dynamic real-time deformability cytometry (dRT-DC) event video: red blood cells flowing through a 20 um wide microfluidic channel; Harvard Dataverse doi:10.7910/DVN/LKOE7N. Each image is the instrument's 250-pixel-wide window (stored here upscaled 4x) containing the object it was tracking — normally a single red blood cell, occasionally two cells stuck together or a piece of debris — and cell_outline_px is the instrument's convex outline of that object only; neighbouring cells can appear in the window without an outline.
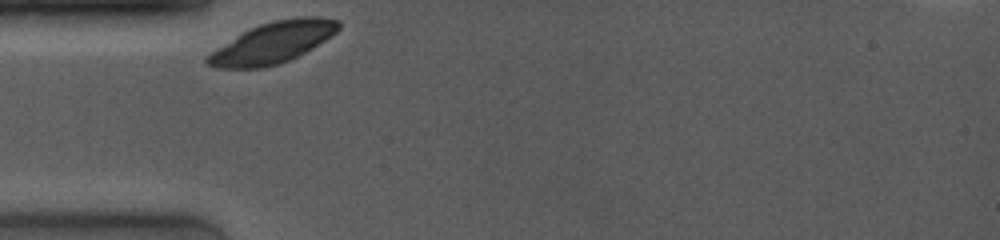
{"species": "common noctule bat (a hibernating species)", "species_latin": "Nyctalus noctula", "temperature_condition": "room temperature", "stored_images_in_passage": 9, "camera_frame_rate_fps": 4000, "um_per_image_px": 0.085, "animal": {"sex": "female", "body_mass_g": 19.0, "forearm_length_mm": 53.3}, "frame": {"image": 1, "passage_image": 1, "time_ms": 0.0, "image_size_px": [1000, 240], "cell_outline_px": [[340, 28], [332, 36], [312, 48], [280, 64], [264, 68], [216, 68], [208, 64], [204, 60], [204, 56], [216, 48], [236, 36], [260, 24], [272, 20], [300, 16], [320, 16], [340, 20]], "centroid_in_image_um": [23.21, 3.62], "position_along_channel_um": 61.8, "area_um2": 31.44}}